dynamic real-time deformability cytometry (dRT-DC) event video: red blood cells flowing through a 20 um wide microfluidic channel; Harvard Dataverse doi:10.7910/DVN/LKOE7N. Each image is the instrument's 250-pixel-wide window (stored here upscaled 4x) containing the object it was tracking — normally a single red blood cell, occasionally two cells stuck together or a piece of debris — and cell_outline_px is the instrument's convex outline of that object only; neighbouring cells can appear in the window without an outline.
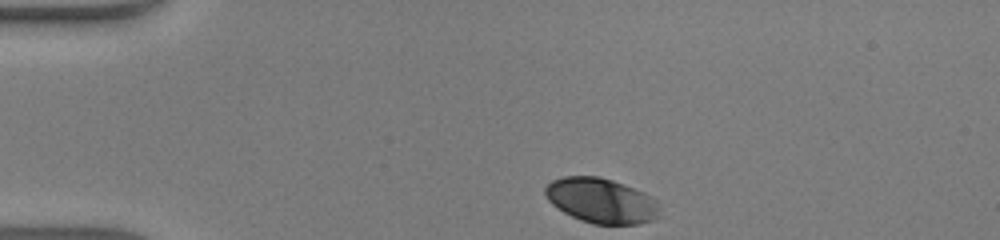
{"species": "human", "species_latin": "Homo sapiens", "temperature_condition": "warm", "stored_images_in_passage": 31, "camera_frame_rate_fps": 3000, "um_per_image_px": 0.085, "donor": {"sex": "male"}, "frame": {"image": 1, "passage_image": 1, "time_ms": 0.0, "image_size_px": [1000, 240], "cell_outline_px": [[656, 212], [652, 220], [636, 224], [592, 224], [580, 220], [564, 212], [552, 204], [548, 200], [544, 192], [544, 188], [552, 180], [564, 176], [600, 176], [612, 180], [644, 192], [656, 200]], "centroid_in_image_um": [51.03, 17.04], "position_along_channel_um": 34.0, "area_um2": 29.59}}
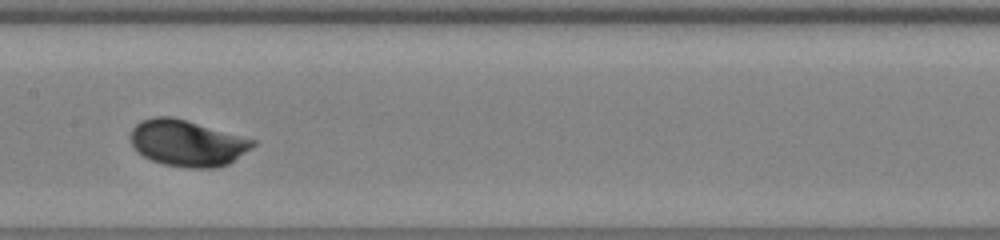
{"frame": {"image": 2, "passage_image": 16, "time_ms": 5.0, "image_size_px": [1000, 240], "cell_outline_px": [[256, 144], [228, 164], [216, 168], [188, 168], [164, 164], [152, 160], [144, 156], [132, 144], [132, 128], [140, 120], [152, 116], [172, 116], [256, 140]], "centroid_in_image_um": [15.92, 12.15], "position_along_channel_um": 191.5, "area_um2": 32.66}}
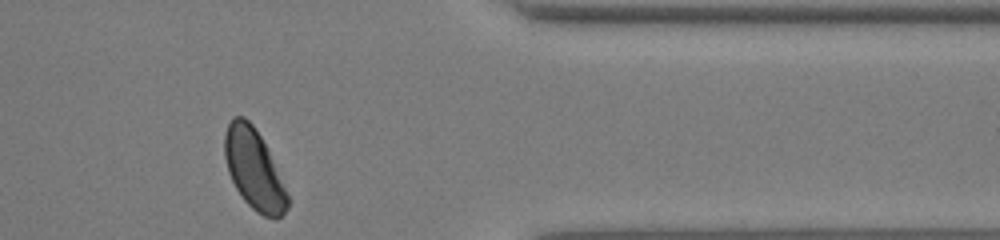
{"frame": {"image": 3, "passage_image": 31, "time_ms": 10.0, "image_size_px": [1000, 240], "cell_outline_px": [[288, 208], [276, 220], [264, 216], [256, 212], [244, 200], [236, 188], [228, 172], [224, 156], [224, 132], [232, 116], [244, 116], [252, 124], [260, 136], [268, 152], [288, 196]], "centroid_in_image_um": [21.54, 14.39], "position_along_channel_um": 389.9, "area_um2": 28.9}, "authors_computed_cell_mechanics": {"area_um2": 31.3854, "velocity_mm_per_s": 4.2898, "shape_relaxation_time_tau1_ms": 1.8154, "shape_relaxation_time_tau2_ms": null, "deformation_change_tau1": 0.1084, "deformation_change_tau2": null}}